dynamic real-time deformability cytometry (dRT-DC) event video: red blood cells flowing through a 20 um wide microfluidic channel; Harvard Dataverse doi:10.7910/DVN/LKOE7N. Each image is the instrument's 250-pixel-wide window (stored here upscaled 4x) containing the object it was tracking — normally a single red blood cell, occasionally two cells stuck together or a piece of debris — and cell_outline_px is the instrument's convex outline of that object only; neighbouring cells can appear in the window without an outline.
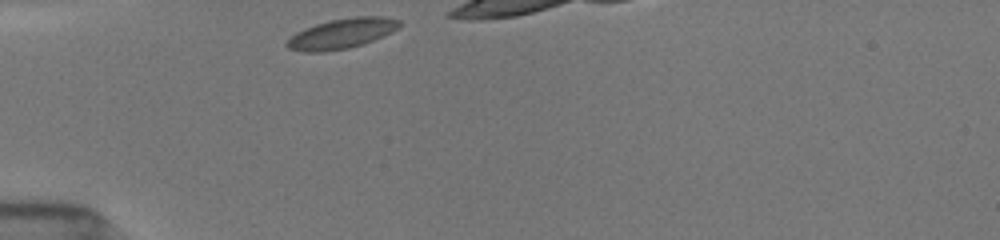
{"species": "common noctule bat (a hibernating species)", "species_latin": "Nyctalus noctula", "temperature_condition": "room temperature", "stored_images_in_passage": 7, "camera_frame_rate_fps": 3000, "um_per_image_px": 0.085, "animal": {"sex": "female", "body_mass_g": 19.5, "forearm_length_mm": 54.1}, "frame": {"image": 1, "passage_image": 1, "time_ms": 0.0, "image_size_px": [1000, 240], "cell_outline_px": [[400, 24], [396, 28], [372, 40], [348, 48], [324, 52], [304, 52], [288, 48], [284, 44], [296, 32], [304, 28], [316, 24], [332, 20], [352, 16], [384, 16], [400, 20]], "centroid_in_image_um": [28.99, 2.85], "position_along_channel_um": 56.0, "area_um2": 19.36}}
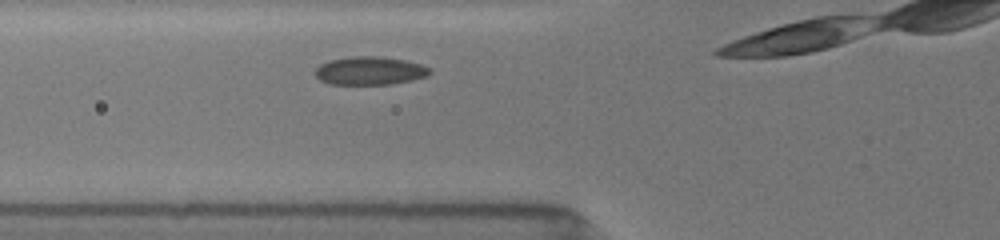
{"frame": {"image": 2, "passage_image": 3, "time_ms": 1.333, "image_size_px": [1000, 240], "cell_outline_px": [[432, 72], [428, 76], [412, 80], [388, 84], [328, 84], [320, 80], [316, 76], [316, 68], [320, 64], [332, 60], [352, 56], [380, 56], [404, 60], [420, 64], [428, 68]], "centroid_in_image_um": [31.44, 6.01], "position_along_channel_um": 94.4, "area_um2": 18.73}}
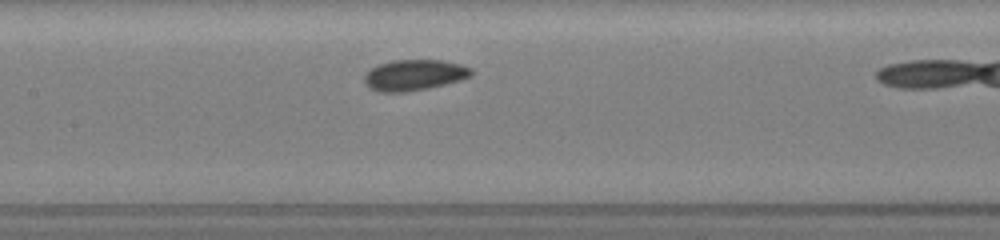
{"frame": {"image": 3, "passage_image": 6, "time_ms": 3.333, "image_size_px": [1000, 240], "cell_outline_px": [[472, 76], [460, 80], [428, 88], [408, 92], [380, 92], [368, 88], [364, 80], [364, 76], [372, 68], [380, 64], [392, 60], [444, 60], [460, 64], [472, 68]], "centroid_in_image_um": [35.22, 6.38], "position_along_channel_um": 172.2, "area_um2": 19.25}}